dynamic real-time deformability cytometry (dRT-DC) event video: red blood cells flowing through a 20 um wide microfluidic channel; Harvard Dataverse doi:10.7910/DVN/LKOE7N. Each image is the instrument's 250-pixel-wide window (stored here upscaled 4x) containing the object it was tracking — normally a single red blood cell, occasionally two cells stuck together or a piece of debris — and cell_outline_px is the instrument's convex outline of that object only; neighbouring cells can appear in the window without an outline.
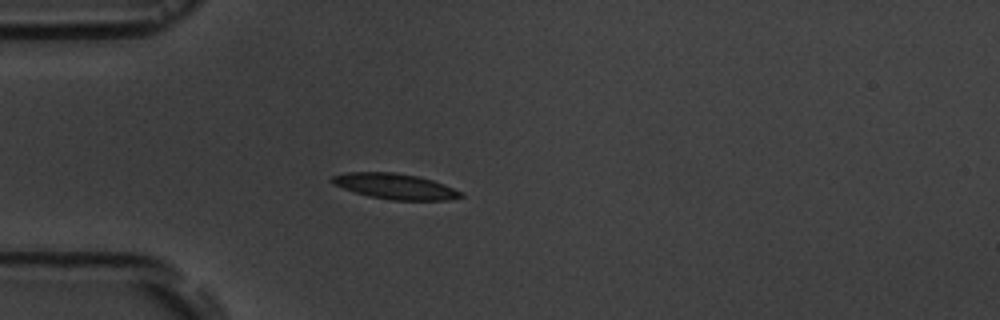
{"species": "common noctule bat (a hibernating species)", "species_latin": "Nyctalus noctula", "temperature_condition": "room temperature", "stored_images_in_passage": 5, "camera_frame_rate_fps": 3000, "um_per_image_px": 0.085, "animal": {"sex": "male", "body_mass_g": 19.5, "forearm_length_mm": 54.6}, "frame": {"image": 1, "passage_image": 5, "time_ms": 4.333, "image_size_px": [1000, 320], "cell_outline_px": [[464, 196], [448, 200], [392, 200], [368, 196], [332, 184], [328, 180], [332, 176], [344, 172], [396, 172], [420, 176], [444, 184], [464, 192]], "centroid_in_image_um": [33.59, 15.83], "position_along_channel_um": 51.4, "area_um2": 19.42}}